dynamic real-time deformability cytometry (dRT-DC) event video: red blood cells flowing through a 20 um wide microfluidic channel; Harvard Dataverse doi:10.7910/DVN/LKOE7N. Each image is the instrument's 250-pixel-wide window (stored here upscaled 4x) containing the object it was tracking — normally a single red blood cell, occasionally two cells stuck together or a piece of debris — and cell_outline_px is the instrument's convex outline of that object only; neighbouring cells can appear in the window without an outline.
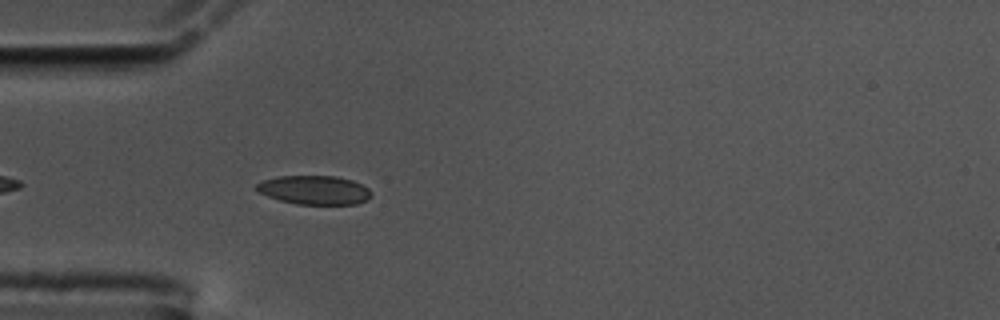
{"species": "common noctule bat (a hibernating species)", "species_latin": "Nyctalus noctula", "temperature_condition": "cold", "stored_images_in_passage": 25, "camera_frame_rate_fps": 3000, "um_per_image_px": 0.085, "animal": {"sex": "male", "body_mass_g": 17.5, "forearm_length_mm": 52.3}, "frame": {"image": 1, "passage_image": 4, "time_ms": 1.0, "image_size_px": [1000, 320], "cell_outline_px": [[372, 196], [368, 200], [356, 204], [296, 204], [280, 200], [268, 196], [260, 192], [256, 188], [256, 184], [264, 180], [280, 176], [336, 176], [352, 180], [368, 188], [372, 192]], "centroid_in_image_um": [26.76, 16.15], "position_along_channel_um": 58.2, "area_um2": 19.25}}
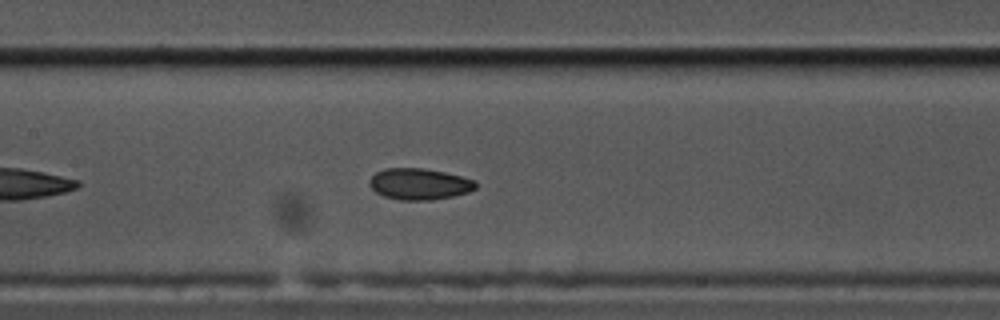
{"frame": {"image": 2, "passage_image": 14, "time_ms": 4.333, "image_size_px": [1000, 320], "cell_outline_px": [[476, 188], [468, 192], [452, 196], [432, 200], [400, 200], [384, 196], [376, 192], [368, 184], [368, 180], [376, 172], [384, 168], [424, 168], [444, 172], [476, 180]], "centroid_in_image_um": [35.62, 15.63], "position_along_channel_um": 171.8, "area_um2": 19.42}}
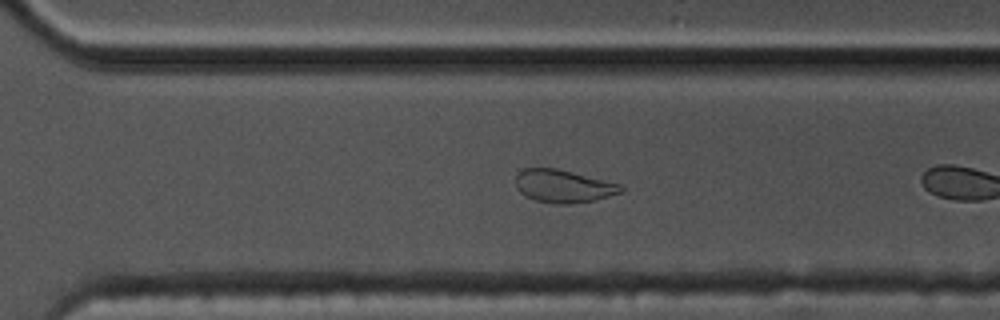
{"frame": {"image": 3, "passage_image": 24, "time_ms": 7.667, "image_size_px": [1000, 320], "cell_outline_px": [[624, 192], [592, 200], [564, 204], [552, 204], [536, 200], [524, 196], [516, 188], [516, 176], [524, 168], [556, 168], [620, 184], [624, 188]], "centroid_in_image_um": [47.86, 15.82], "position_along_channel_um": 322.7, "area_um2": 19.94}}